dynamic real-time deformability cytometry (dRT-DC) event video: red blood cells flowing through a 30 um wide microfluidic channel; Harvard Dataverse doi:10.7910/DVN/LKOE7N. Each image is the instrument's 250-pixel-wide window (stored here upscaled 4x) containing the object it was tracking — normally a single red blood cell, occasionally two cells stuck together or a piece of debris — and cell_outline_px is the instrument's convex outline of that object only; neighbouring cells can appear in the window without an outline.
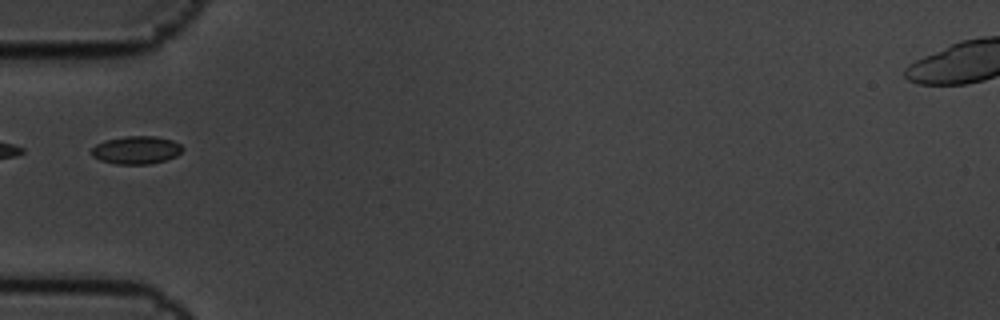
{"species": "common noctule bat (a hibernating species)", "species_latin": "Nyctalus noctula", "temperature_condition": "cold", "stored_images_in_passage": 7, "camera_frame_rate_fps": 3000, "um_per_image_px": 0.085, "animal": {"sex": "male", "body_mass_g": 19.5, "forearm_length_mm": 54.6}, "frame": {"image": 1, "passage_image": 6, "time_ms": 1.667, "image_size_px": [1000, 320], "cell_outline_px": [[184, 148], [176, 156], [164, 160], [148, 164], [116, 164], [100, 160], [92, 156], [92, 148], [96, 144], [104, 140], [124, 136], [156, 136], [172, 140], [180, 144]], "centroid_in_image_um": [11.57, 12.74], "position_along_channel_um": 73.4, "area_um2": 14.8}}
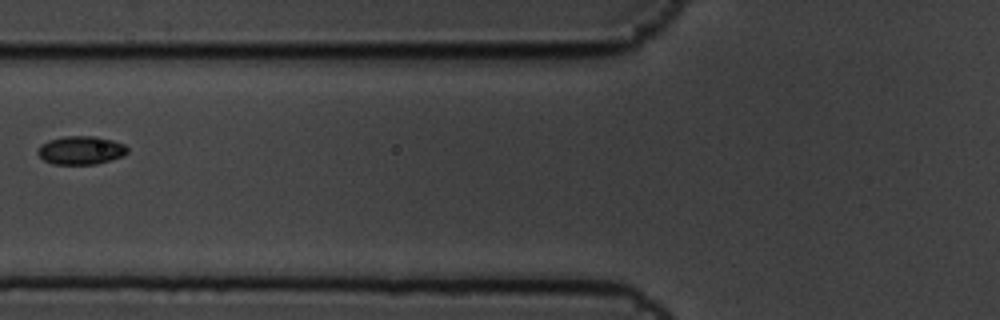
{"frame": {"image": 2, "passage_image": 7, "time_ms": 2.0, "image_size_px": [1000, 320], "cell_outline_px": [[128, 152], [124, 156], [96, 164], [52, 164], [44, 160], [36, 152], [36, 148], [40, 144], [48, 140], [64, 136], [96, 136], [112, 140], [124, 144], [128, 148]], "centroid_in_image_um": [6.86, 12.77], "position_along_channel_um": 118.9, "area_um2": 15.03}}